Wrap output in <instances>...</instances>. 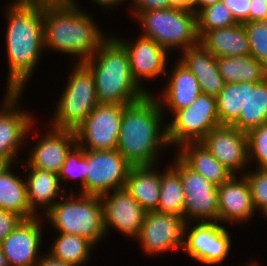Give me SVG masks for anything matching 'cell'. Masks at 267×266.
<instances>
[{
	"instance_id": "8992f818",
	"label": "cell",
	"mask_w": 267,
	"mask_h": 266,
	"mask_svg": "<svg viewBox=\"0 0 267 266\" xmlns=\"http://www.w3.org/2000/svg\"><path fill=\"white\" fill-rule=\"evenodd\" d=\"M134 18L143 28L140 35L153 39L168 52H182L200 42L194 11L168 8L140 12Z\"/></svg>"
},
{
	"instance_id": "681fc988",
	"label": "cell",
	"mask_w": 267,
	"mask_h": 266,
	"mask_svg": "<svg viewBox=\"0 0 267 266\" xmlns=\"http://www.w3.org/2000/svg\"><path fill=\"white\" fill-rule=\"evenodd\" d=\"M6 166V164L4 162L0 161V171Z\"/></svg>"
},
{
	"instance_id": "d6986e66",
	"label": "cell",
	"mask_w": 267,
	"mask_h": 266,
	"mask_svg": "<svg viewBox=\"0 0 267 266\" xmlns=\"http://www.w3.org/2000/svg\"><path fill=\"white\" fill-rule=\"evenodd\" d=\"M40 138L30 149L25 162L30 167L58 174L68 152L77 143L76 133L50 127Z\"/></svg>"
},
{
	"instance_id": "b9f144b4",
	"label": "cell",
	"mask_w": 267,
	"mask_h": 266,
	"mask_svg": "<svg viewBox=\"0 0 267 266\" xmlns=\"http://www.w3.org/2000/svg\"><path fill=\"white\" fill-rule=\"evenodd\" d=\"M36 266H74L54 258L50 253H43Z\"/></svg>"
},
{
	"instance_id": "e575fe53",
	"label": "cell",
	"mask_w": 267,
	"mask_h": 266,
	"mask_svg": "<svg viewBox=\"0 0 267 266\" xmlns=\"http://www.w3.org/2000/svg\"><path fill=\"white\" fill-rule=\"evenodd\" d=\"M250 44V55L267 65V27L263 21L243 23Z\"/></svg>"
},
{
	"instance_id": "c3c4849f",
	"label": "cell",
	"mask_w": 267,
	"mask_h": 266,
	"mask_svg": "<svg viewBox=\"0 0 267 266\" xmlns=\"http://www.w3.org/2000/svg\"><path fill=\"white\" fill-rule=\"evenodd\" d=\"M260 214H262L263 217H266L267 218V207Z\"/></svg>"
},
{
	"instance_id": "60d3db41",
	"label": "cell",
	"mask_w": 267,
	"mask_h": 266,
	"mask_svg": "<svg viewBox=\"0 0 267 266\" xmlns=\"http://www.w3.org/2000/svg\"><path fill=\"white\" fill-rule=\"evenodd\" d=\"M267 20V3L262 0H250L249 22Z\"/></svg>"
},
{
	"instance_id": "f6af8a7d",
	"label": "cell",
	"mask_w": 267,
	"mask_h": 266,
	"mask_svg": "<svg viewBox=\"0 0 267 266\" xmlns=\"http://www.w3.org/2000/svg\"><path fill=\"white\" fill-rule=\"evenodd\" d=\"M221 1L222 0H194L193 1V4H194L193 11H194V13L197 14L201 9L208 7V6H211V5H214V4L221 2Z\"/></svg>"
},
{
	"instance_id": "484cf974",
	"label": "cell",
	"mask_w": 267,
	"mask_h": 266,
	"mask_svg": "<svg viewBox=\"0 0 267 266\" xmlns=\"http://www.w3.org/2000/svg\"><path fill=\"white\" fill-rule=\"evenodd\" d=\"M175 153L195 172L216 186L228 181L234 174L223 166L200 142L182 144Z\"/></svg>"
},
{
	"instance_id": "7dc6e473",
	"label": "cell",
	"mask_w": 267,
	"mask_h": 266,
	"mask_svg": "<svg viewBox=\"0 0 267 266\" xmlns=\"http://www.w3.org/2000/svg\"><path fill=\"white\" fill-rule=\"evenodd\" d=\"M245 266H259L258 263H256V261L252 262H248V264H246Z\"/></svg>"
},
{
	"instance_id": "44dd1931",
	"label": "cell",
	"mask_w": 267,
	"mask_h": 266,
	"mask_svg": "<svg viewBox=\"0 0 267 266\" xmlns=\"http://www.w3.org/2000/svg\"><path fill=\"white\" fill-rule=\"evenodd\" d=\"M21 165L24 168L25 173L27 170L29 172V175H26L27 177H25V180L27 185V198L31 212L36 217H41L39 214H42L44 217V214L46 215L56 204L58 201L57 198L59 196L64 197L67 192L64 191L65 189H63L61 185L58 174L30 167L23 160Z\"/></svg>"
},
{
	"instance_id": "5b68a950",
	"label": "cell",
	"mask_w": 267,
	"mask_h": 266,
	"mask_svg": "<svg viewBox=\"0 0 267 266\" xmlns=\"http://www.w3.org/2000/svg\"><path fill=\"white\" fill-rule=\"evenodd\" d=\"M56 202L44 215L55 232L85 237L95 246L105 240L103 206L100 196L78 194L71 191ZM104 238V239H103Z\"/></svg>"
},
{
	"instance_id": "52a82bcc",
	"label": "cell",
	"mask_w": 267,
	"mask_h": 266,
	"mask_svg": "<svg viewBox=\"0 0 267 266\" xmlns=\"http://www.w3.org/2000/svg\"><path fill=\"white\" fill-rule=\"evenodd\" d=\"M73 66L48 127L75 131L100 104L91 70L83 62Z\"/></svg>"
},
{
	"instance_id": "83f0119b",
	"label": "cell",
	"mask_w": 267,
	"mask_h": 266,
	"mask_svg": "<svg viewBox=\"0 0 267 266\" xmlns=\"http://www.w3.org/2000/svg\"><path fill=\"white\" fill-rule=\"evenodd\" d=\"M217 64L225 83H262L267 79L266 66L251 55L218 57Z\"/></svg>"
},
{
	"instance_id": "7a4b0ae2",
	"label": "cell",
	"mask_w": 267,
	"mask_h": 266,
	"mask_svg": "<svg viewBox=\"0 0 267 266\" xmlns=\"http://www.w3.org/2000/svg\"><path fill=\"white\" fill-rule=\"evenodd\" d=\"M76 1L44 0L43 35L44 48L73 55L80 63L90 59L110 34L102 32Z\"/></svg>"
},
{
	"instance_id": "2e32d148",
	"label": "cell",
	"mask_w": 267,
	"mask_h": 266,
	"mask_svg": "<svg viewBox=\"0 0 267 266\" xmlns=\"http://www.w3.org/2000/svg\"><path fill=\"white\" fill-rule=\"evenodd\" d=\"M100 199L105 234L113 228L129 238L136 239L147 213L141 205L125 188L104 194Z\"/></svg>"
},
{
	"instance_id": "f35d334b",
	"label": "cell",
	"mask_w": 267,
	"mask_h": 266,
	"mask_svg": "<svg viewBox=\"0 0 267 266\" xmlns=\"http://www.w3.org/2000/svg\"><path fill=\"white\" fill-rule=\"evenodd\" d=\"M238 24L249 22L250 0H222Z\"/></svg>"
},
{
	"instance_id": "1f68e13d",
	"label": "cell",
	"mask_w": 267,
	"mask_h": 266,
	"mask_svg": "<svg viewBox=\"0 0 267 266\" xmlns=\"http://www.w3.org/2000/svg\"><path fill=\"white\" fill-rule=\"evenodd\" d=\"M247 82L226 83L216 97L221 125L232 126L246 107Z\"/></svg>"
},
{
	"instance_id": "7bdbcfd3",
	"label": "cell",
	"mask_w": 267,
	"mask_h": 266,
	"mask_svg": "<svg viewBox=\"0 0 267 266\" xmlns=\"http://www.w3.org/2000/svg\"><path fill=\"white\" fill-rule=\"evenodd\" d=\"M194 0H170V8L193 11Z\"/></svg>"
},
{
	"instance_id": "ab89813d",
	"label": "cell",
	"mask_w": 267,
	"mask_h": 266,
	"mask_svg": "<svg viewBox=\"0 0 267 266\" xmlns=\"http://www.w3.org/2000/svg\"><path fill=\"white\" fill-rule=\"evenodd\" d=\"M130 7L132 8L130 13L135 17L140 12L168 9L170 0H132Z\"/></svg>"
},
{
	"instance_id": "f546056e",
	"label": "cell",
	"mask_w": 267,
	"mask_h": 266,
	"mask_svg": "<svg viewBox=\"0 0 267 266\" xmlns=\"http://www.w3.org/2000/svg\"><path fill=\"white\" fill-rule=\"evenodd\" d=\"M56 234H58L56 240L53 239L48 253L67 264L84 266L90 260L92 248L97 247L91 241L79 235L60 232Z\"/></svg>"
},
{
	"instance_id": "603a6c76",
	"label": "cell",
	"mask_w": 267,
	"mask_h": 266,
	"mask_svg": "<svg viewBox=\"0 0 267 266\" xmlns=\"http://www.w3.org/2000/svg\"><path fill=\"white\" fill-rule=\"evenodd\" d=\"M180 53L178 60L197 78L201 92L217 97L226 84L219 73L217 58L200 42Z\"/></svg>"
},
{
	"instance_id": "7402d4cb",
	"label": "cell",
	"mask_w": 267,
	"mask_h": 266,
	"mask_svg": "<svg viewBox=\"0 0 267 266\" xmlns=\"http://www.w3.org/2000/svg\"><path fill=\"white\" fill-rule=\"evenodd\" d=\"M169 75L164 91L161 92V98L159 96L157 100L163 111L167 108V111L170 110L173 114L190 106L202 92L197 78L179 60Z\"/></svg>"
},
{
	"instance_id": "cb8c5ba5",
	"label": "cell",
	"mask_w": 267,
	"mask_h": 266,
	"mask_svg": "<svg viewBox=\"0 0 267 266\" xmlns=\"http://www.w3.org/2000/svg\"><path fill=\"white\" fill-rule=\"evenodd\" d=\"M155 167H132L124 186L146 212L157 211L160 201L161 171Z\"/></svg>"
},
{
	"instance_id": "ac0fdd59",
	"label": "cell",
	"mask_w": 267,
	"mask_h": 266,
	"mask_svg": "<svg viewBox=\"0 0 267 266\" xmlns=\"http://www.w3.org/2000/svg\"><path fill=\"white\" fill-rule=\"evenodd\" d=\"M139 36L136 42L130 43L124 38L118 37L117 34L115 35L126 48L134 80L143 88L142 79L147 81L155 80V78H160L159 76L162 75L169 76L167 74L169 52L153 39Z\"/></svg>"
},
{
	"instance_id": "6da1fadb",
	"label": "cell",
	"mask_w": 267,
	"mask_h": 266,
	"mask_svg": "<svg viewBox=\"0 0 267 266\" xmlns=\"http://www.w3.org/2000/svg\"><path fill=\"white\" fill-rule=\"evenodd\" d=\"M4 7L8 78L5 92L25 90L44 51V0H13ZM40 59V60H39Z\"/></svg>"
},
{
	"instance_id": "8fae6325",
	"label": "cell",
	"mask_w": 267,
	"mask_h": 266,
	"mask_svg": "<svg viewBox=\"0 0 267 266\" xmlns=\"http://www.w3.org/2000/svg\"><path fill=\"white\" fill-rule=\"evenodd\" d=\"M21 95V92H5L0 106V161L6 165L21 163L16 159H19L20 150L23 151L22 145L28 139L30 129L36 125L33 124L36 123L33 114L19 110Z\"/></svg>"
},
{
	"instance_id": "ffe728a7",
	"label": "cell",
	"mask_w": 267,
	"mask_h": 266,
	"mask_svg": "<svg viewBox=\"0 0 267 266\" xmlns=\"http://www.w3.org/2000/svg\"><path fill=\"white\" fill-rule=\"evenodd\" d=\"M218 210L219 223L240 224L253 219L256 210L249 184L243 174L233 175L218 186Z\"/></svg>"
},
{
	"instance_id": "4fadbf2b",
	"label": "cell",
	"mask_w": 267,
	"mask_h": 266,
	"mask_svg": "<svg viewBox=\"0 0 267 266\" xmlns=\"http://www.w3.org/2000/svg\"><path fill=\"white\" fill-rule=\"evenodd\" d=\"M126 105L99 104L75 130L84 150H115Z\"/></svg>"
},
{
	"instance_id": "277c9868",
	"label": "cell",
	"mask_w": 267,
	"mask_h": 266,
	"mask_svg": "<svg viewBox=\"0 0 267 266\" xmlns=\"http://www.w3.org/2000/svg\"><path fill=\"white\" fill-rule=\"evenodd\" d=\"M83 63L93 74L100 104L129 105L153 94L134 80L126 48L114 34Z\"/></svg>"
},
{
	"instance_id": "ba28073f",
	"label": "cell",
	"mask_w": 267,
	"mask_h": 266,
	"mask_svg": "<svg viewBox=\"0 0 267 266\" xmlns=\"http://www.w3.org/2000/svg\"><path fill=\"white\" fill-rule=\"evenodd\" d=\"M167 123L170 146L200 142L211 130L221 126L216 97L201 93L190 106L175 111Z\"/></svg>"
},
{
	"instance_id": "9c48e42d",
	"label": "cell",
	"mask_w": 267,
	"mask_h": 266,
	"mask_svg": "<svg viewBox=\"0 0 267 266\" xmlns=\"http://www.w3.org/2000/svg\"><path fill=\"white\" fill-rule=\"evenodd\" d=\"M174 160L170 165L180 174L183 185L185 222H219L218 186L191 169L177 154Z\"/></svg>"
},
{
	"instance_id": "30bf717a",
	"label": "cell",
	"mask_w": 267,
	"mask_h": 266,
	"mask_svg": "<svg viewBox=\"0 0 267 266\" xmlns=\"http://www.w3.org/2000/svg\"><path fill=\"white\" fill-rule=\"evenodd\" d=\"M132 166L115 150H86L85 185L81 194L102 196L123 189Z\"/></svg>"
},
{
	"instance_id": "3957f363",
	"label": "cell",
	"mask_w": 267,
	"mask_h": 266,
	"mask_svg": "<svg viewBox=\"0 0 267 266\" xmlns=\"http://www.w3.org/2000/svg\"><path fill=\"white\" fill-rule=\"evenodd\" d=\"M153 94L124 108L117 150L132 167L158 166L161 149L171 147L163 121L167 114Z\"/></svg>"
},
{
	"instance_id": "d6a6232c",
	"label": "cell",
	"mask_w": 267,
	"mask_h": 266,
	"mask_svg": "<svg viewBox=\"0 0 267 266\" xmlns=\"http://www.w3.org/2000/svg\"><path fill=\"white\" fill-rule=\"evenodd\" d=\"M196 22L199 39L210 30L238 24L231 10L222 1L201 9L196 14Z\"/></svg>"
},
{
	"instance_id": "74e56055",
	"label": "cell",
	"mask_w": 267,
	"mask_h": 266,
	"mask_svg": "<svg viewBox=\"0 0 267 266\" xmlns=\"http://www.w3.org/2000/svg\"><path fill=\"white\" fill-rule=\"evenodd\" d=\"M22 220L18 214L0 209V244Z\"/></svg>"
},
{
	"instance_id": "4dcf8cb0",
	"label": "cell",
	"mask_w": 267,
	"mask_h": 266,
	"mask_svg": "<svg viewBox=\"0 0 267 266\" xmlns=\"http://www.w3.org/2000/svg\"><path fill=\"white\" fill-rule=\"evenodd\" d=\"M161 172L160 201L157 212L184 218L185 195L180 174L171 166Z\"/></svg>"
},
{
	"instance_id": "e0dca14e",
	"label": "cell",
	"mask_w": 267,
	"mask_h": 266,
	"mask_svg": "<svg viewBox=\"0 0 267 266\" xmlns=\"http://www.w3.org/2000/svg\"><path fill=\"white\" fill-rule=\"evenodd\" d=\"M42 221L39 217L23 219L1 242L9 266H36L42 252Z\"/></svg>"
},
{
	"instance_id": "ee69618b",
	"label": "cell",
	"mask_w": 267,
	"mask_h": 266,
	"mask_svg": "<svg viewBox=\"0 0 267 266\" xmlns=\"http://www.w3.org/2000/svg\"><path fill=\"white\" fill-rule=\"evenodd\" d=\"M91 3H95L97 4L98 6H101L102 9L105 8V9H113V8H116L118 7V5L120 6L121 4L123 5L124 2L127 0H90ZM115 6V7H114ZM113 7V8H112Z\"/></svg>"
},
{
	"instance_id": "9a60e30c",
	"label": "cell",
	"mask_w": 267,
	"mask_h": 266,
	"mask_svg": "<svg viewBox=\"0 0 267 266\" xmlns=\"http://www.w3.org/2000/svg\"><path fill=\"white\" fill-rule=\"evenodd\" d=\"M200 143L234 175L243 171L244 174L247 171L249 167L247 133L234 126L221 125L211 130Z\"/></svg>"
},
{
	"instance_id": "7c38bea8",
	"label": "cell",
	"mask_w": 267,
	"mask_h": 266,
	"mask_svg": "<svg viewBox=\"0 0 267 266\" xmlns=\"http://www.w3.org/2000/svg\"><path fill=\"white\" fill-rule=\"evenodd\" d=\"M230 235L219 222L186 223L183 250L201 264L218 265L231 251Z\"/></svg>"
},
{
	"instance_id": "bcb514c9",
	"label": "cell",
	"mask_w": 267,
	"mask_h": 266,
	"mask_svg": "<svg viewBox=\"0 0 267 266\" xmlns=\"http://www.w3.org/2000/svg\"><path fill=\"white\" fill-rule=\"evenodd\" d=\"M0 266H9L7 259H6L5 255L3 254V250L1 248V245H0Z\"/></svg>"
},
{
	"instance_id": "f1b7e54d",
	"label": "cell",
	"mask_w": 267,
	"mask_h": 266,
	"mask_svg": "<svg viewBox=\"0 0 267 266\" xmlns=\"http://www.w3.org/2000/svg\"><path fill=\"white\" fill-rule=\"evenodd\" d=\"M267 124V79L262 83L247 82L246 107L232 125L242 132Z\"/></svg>"
},
{
	"instance_id": "5bb4252c",
	"label": "cell",
	"mask_w": 267,
	"mask_h": 266,
	"mask_svg": "<svg viewBox=\"0 0 267 266\" xmlns=\"http://www.w3.org/2000/svg\"><path fill=\"white\" fill-rule=\"evenodd\" d=\"M186 222L183 217L157 211L147 212L136 239L143 252L161 255L183 249Z\"/></svg>"
},
{
	"instance_id": "8d00e7d4",
	"label": "cell",
	"mask_w": 267,
	"mask_h": 266,
	"mask_svg": "<svg viewBox=\"0 0 267 266\" xmlns=\"http://www.w3.org/2000/svg\"><path fill=\"white\" fill-rule=\"evenodd\" d=\"M243 175L249 184L256 212H262L267 207V169L255 168L254 171L248 170Z\"/></svg>"
},
{
	"instance_id": "4316f807",
	"label": "cell",
	"mask_w": 267,
	"mask_h": 266,
	"mask_svg": "<svg viewBox=\"0 0 267 266\" xmlns=\"http://www.w3.org/2000/svg\"><path fill=\"white\" fill-rule=\"evenodd\" d=\"M13 168L10 164L0 171V209L14 212L23 219L34 218L27 198L26 180L15 175Z\"/></svg>"
},
{
	"instance_id": "836d02e7",
	"label": "cell",
	"mask_w": 267,
	"mask_h": 266,
	"mask_svg": "<svg viewBox=\"0 0 267 266\" xmlns=\"http://www.w3.org/2000/svg\"><path fill=\"white\" fill-rule=\"evenodd\" d=\"M60 181L69 182L72 179L79 180L80 189L85 185L86 173V150L76 143L68 152L63 166L58 173Z\"/></svg>"
},
{
	"instance_id": "d590c367",
	"label": "cell",
	"mask_w": 267,
	"mask_h": 266,
	"mask_svg": "<svg viewBox=\"0 0 267 266\" xmlns=\"http://www.w3.org/2000/svg\"><path fill=\"white\" fill-rule=\"evenodd\" d=\"M249 164L255 160L258 169H267V124L247 133Z\"/></svg>"
},
{
	"instance_id": "d4e9b609",
	"label": "cell",
	"mask_w": 267,
	"mask_h": 266,
	"mask_svg": "<svg viewBox=\"0 0 267 266\" xmlns=\"http://www.w3.org/2000/svg\"><path fill=\"white\" fill-rule=\"evenodd\" d=\"M200 43L216 58L250 55V44L243 24L208 31Z\"/></svg>"
}]
</instances>
